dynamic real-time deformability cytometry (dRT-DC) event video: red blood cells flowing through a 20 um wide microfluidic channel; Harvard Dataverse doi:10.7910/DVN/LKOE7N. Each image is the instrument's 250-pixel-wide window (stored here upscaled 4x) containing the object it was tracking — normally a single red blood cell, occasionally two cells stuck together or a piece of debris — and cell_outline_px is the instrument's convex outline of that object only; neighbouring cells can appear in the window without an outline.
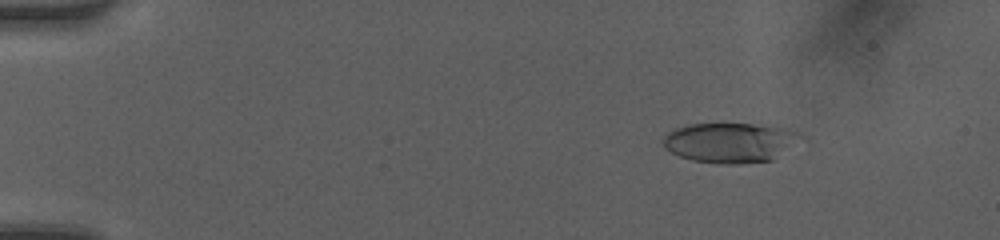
{"species": "human", "species_latin": "Homo sapiens", "temperature_condition": "room temperature", "stored_images_in_passage": 44, "camera_frame_rate_fps": 3000, "um_per_image_px": 0.085, "donor": {"sex": "female"}, "frame": {"image": 1, "passage_image": 2, "time_ms": 0.333, "image_size_px": [1000, 240], "cell_outline_px": [[792, 132], [772, 160], [740, 164], [724, 164], [692, 160], [680, 156], [664, 148], [664, 136], [672, 128], [688, 124], [752, 124], [776, 128]], "centroid_in_image_um": [61.7, 12.13], "position_along_channel_um": 23.3, "area_um2": 29.82}}
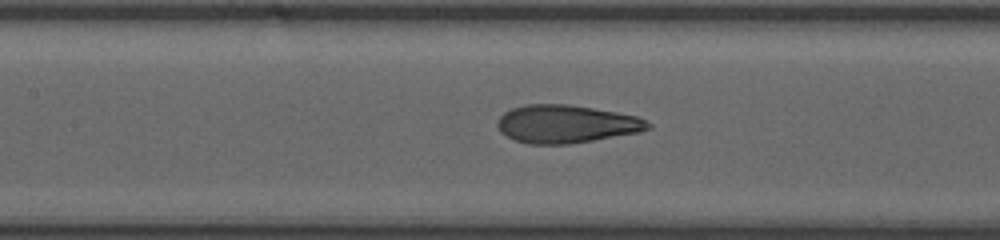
{"frame": {"image": 2, "passage_image": 19, "time_ms": 6.0, "image_size_px": [1000, 240], "cell_outline_px": [[652, 128], [640, 132], [568, 144], [528, 144], [516, 140], [500, 132], [496, 124], [500, 116], [504, 112], [512, 108], [524, 104], [568, 104], [616, 112], [636, 116], [652, 124]], "centroid_in_image_um": [48.11, 10.53], "position_along_channel_um": 159.3, "area_um2": 33.23}}
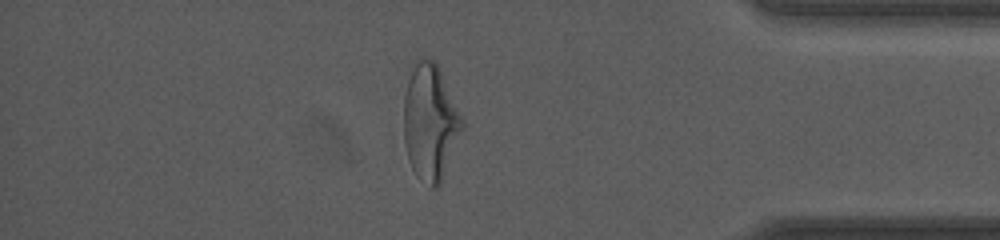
{"frame": {"image": 3, "passage_image": 38, "time_ms": 12.333, "image_size_px": [1000, 240], "cell_outline_px": [[464, 128], [440, 184], [436, 188], [432, 188], [416, 176], [408, 160], [404, 144], [404, 96], [412, 60], [420, 56], [424, 56], [436, 60], [464, 120]], "centroid_in_image_um": [36.56, 10.32], "position_along_channel_um": 398.6, "area_um2": 40.29}, "authors_computed_cell_mechanics": {"area_um2": 33.0905, "velocity_mm_per_s": 4.2045, "shape_relaxation_time_tau1_ms": null, "shape_relaxation_time_tau2_ms": 0.8433, "deformation_change_tau1": null, "deformation_change_tau2": 0.0851}}